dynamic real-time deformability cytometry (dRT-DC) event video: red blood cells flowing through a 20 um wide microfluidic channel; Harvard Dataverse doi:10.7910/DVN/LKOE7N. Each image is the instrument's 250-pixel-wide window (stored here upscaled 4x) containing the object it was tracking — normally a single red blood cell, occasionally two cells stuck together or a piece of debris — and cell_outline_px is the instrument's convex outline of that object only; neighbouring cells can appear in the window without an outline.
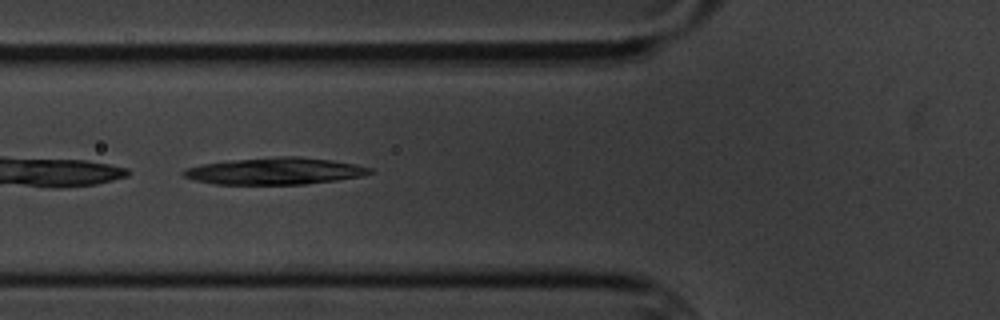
{"species": "common noctule bat (a hibernating species)", "species_latin": "Nyctalus noctula", "temperature_condition": "cold", "stored_images_in_passage": 12, "camera_frame_rate_fps": 3000, "um_per_image_px": 0.085, "animal": {"sex": "male", "body_mass_g": 20.1, "forearm_length_mm": 53.5}, "frame": {"image": 1, "passage_image": 6, "time_ms": 6.667, "image_size_px": [1000, 320], "cell_outline_px": [[372, 172], [364, 176], [336, 180], [304, 184], [216, 184], [196, 180], [184, 176], [180, 172], [184, 168], [200, 164], [228, 160], [280, 156], [300, 156], [332, 160], [356, 164], [372, 168]], "centroid_in_image_um": [23.36, 14.53], "position_along_channel_um": 102.4, "area_um2": 29.3}}
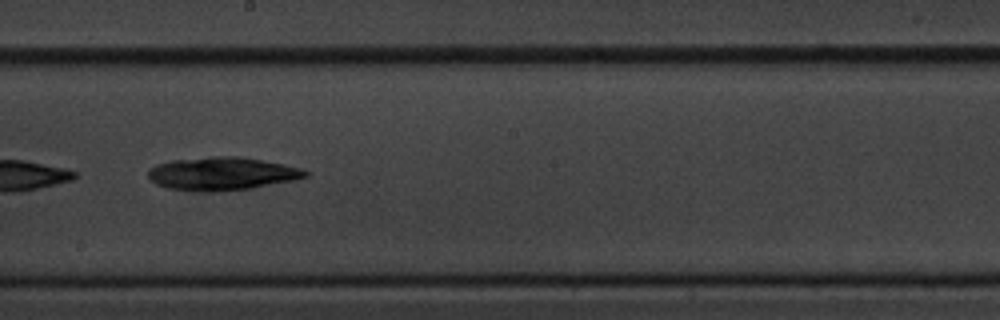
{"frame": {"image": 2, "passage_image": 9, "time_ms": 10.333, "image_size_px": [1000, 320], "cell_outline_px": [[308, 176], [296, 180], [252, 188], [220, 192], [212, 192], [168, 188], [156, 184], [148, 176], [148, 168], [156, 164], [172, 160], [216, 156], [240, 156], [284, 164], [300, 168], [308, 172]], "centroid_in_image_um": [18.88, 14.76], "position_along_channel_um": 229.3, "area_um2": 30.4}}
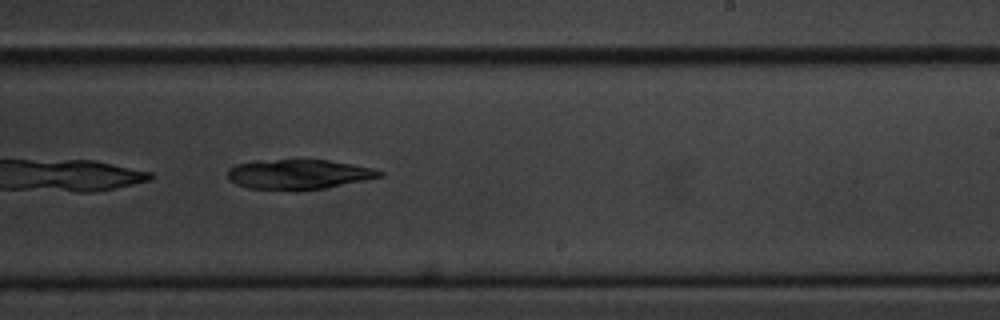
{"frame": {"image": 3, "passage_image": 10, "time_ms": 11.333, "image_size_px": [1000, 320], "cell_outline_px": [[384, 176], [328, 188], [296, 192], [248, 188], [236, 184], [228, 180], [228, 168], [236, 164], [256, 160], [328, 160], [352, 164], [372, 168], [384, 172]], "centroid_in_image_um": [25.36, 14.84], "position_along_channel_um": 263.6, "area_um2": 27.05}}